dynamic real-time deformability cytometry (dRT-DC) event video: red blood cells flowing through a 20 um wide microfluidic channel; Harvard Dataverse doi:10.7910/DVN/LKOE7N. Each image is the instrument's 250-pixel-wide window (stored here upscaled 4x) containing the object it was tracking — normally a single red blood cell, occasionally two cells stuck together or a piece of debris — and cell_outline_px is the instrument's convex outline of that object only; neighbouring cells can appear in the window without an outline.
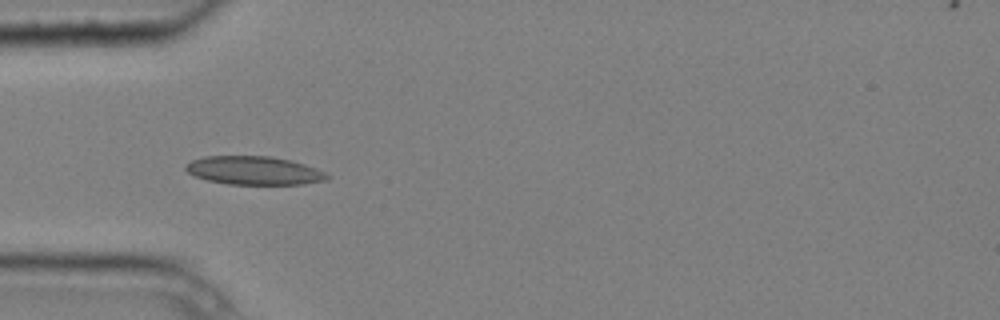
{"species": "common noctule bat (a hibernating species)", "species_latin": "Nyctalus noctula", "temperature_condition": "cold", "stored_images_in_passage": 5, "camera_frame_rate_fps": 3000, "um_per_image_px": 0.085, "animal": {"sex": "male", "body_mass_g": 20.4}, "frame": {"image": 1, "passage_image": 4, "time_ms": 1.0, "image_size_px": [1000, 320], "cell_outline_px": [[332, 176], [328, 180], [304, 184], [228, 184], [208, 180], [196, 176], [188, 172], [184, 168], [184, 164], [192, 160], [204, 156], [272, 156], [292, 160], [316, 168]], "centroid_in_image_um": [21.62, 14.49], "position_along_channel_um": 63.4, "area_um2": 23.58}}
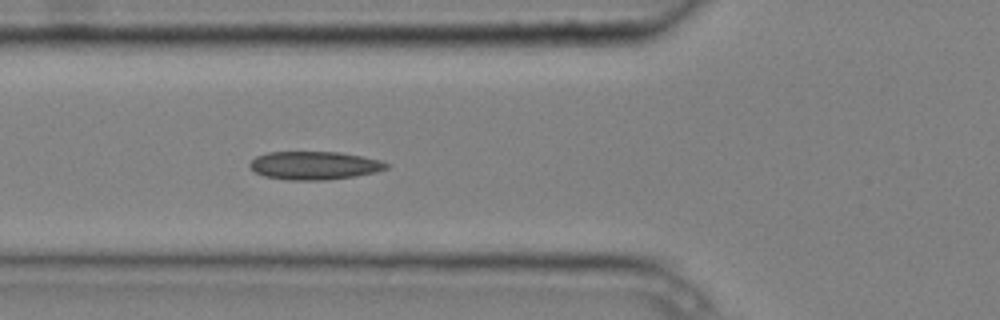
{"frame": {"image": 2, "passage_image": 5, "time_ms": 1.333, "image_size_px": [1000, 320], "cell_outline_px": [[392, 164], [388, 168], [376, 172], [356, 176], [324, 180], [288, 180], [264, 176], [256, 172], [248, 164], [256, 156], [268, 152], [340, 152], [380, 160]], "centroid_in_image_um": [26.75, 14.06], "position_along_channel_um": 99.1, "area_um2": 22.48}}